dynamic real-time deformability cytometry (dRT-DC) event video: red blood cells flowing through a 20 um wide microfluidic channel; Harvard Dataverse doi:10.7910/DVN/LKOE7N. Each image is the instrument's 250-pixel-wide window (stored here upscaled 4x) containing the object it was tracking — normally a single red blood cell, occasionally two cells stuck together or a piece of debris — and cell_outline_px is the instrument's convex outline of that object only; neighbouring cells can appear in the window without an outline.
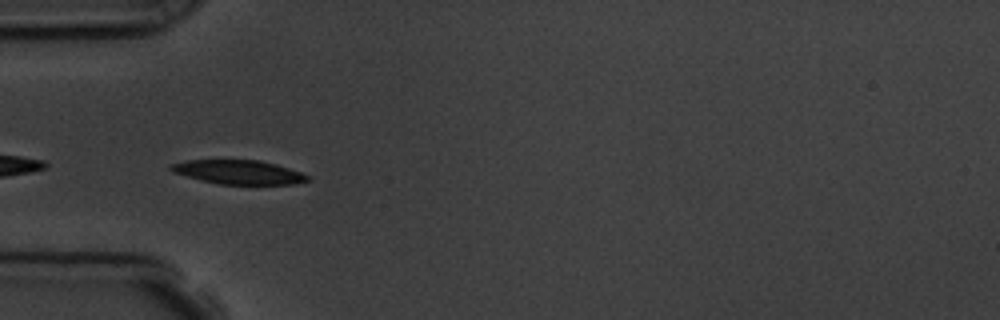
{"species": "common noctule bat (a hibernating species)", "species_latin": "Nyctalus noctula", "temperature_condition": "room temperature", "stored_images_in_passage": 6, "camera_frame_rate_fps": 3000, "um_per_image_px": 0.085, "animal": {"sex": "male", "body_mass_g": 19.5, "forearm_length_mm": 54.6}, "frame": {"image": 1, "passage_image": 4, "time_ms": 4.333, "image_size_px": [1000, 320], "cell_outline_px": [[312, 180], [296, 184], [216, 184], [200, 180], [172, 172], [168, 168], [168, 164], [188, 160], [260, 160], [276, 164], [312, 176]], "centroid_in_image_um": [20.29, 14.63], "position_along_channel_um": 64.7, "area_um2": 19.36}}